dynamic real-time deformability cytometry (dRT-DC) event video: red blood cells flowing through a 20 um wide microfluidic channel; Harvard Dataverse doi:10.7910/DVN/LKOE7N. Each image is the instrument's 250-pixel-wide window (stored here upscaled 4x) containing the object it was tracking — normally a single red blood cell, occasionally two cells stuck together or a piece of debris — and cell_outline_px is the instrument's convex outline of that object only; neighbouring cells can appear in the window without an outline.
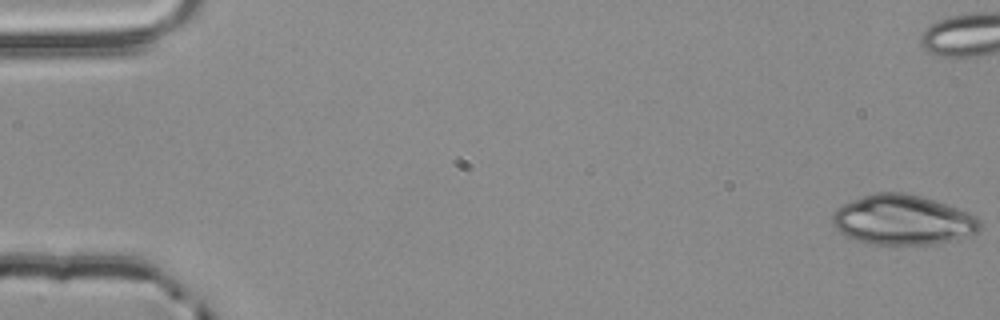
{"species": "common noctule bat (a hibernating species)", "species_latin": "Nyctalus noctula", "temperature_condition": "room temperature", "stored_images_in_passage": 5, "camera_frame_rate_fps": 3000, "um_per_image_px": 0.085, "animal": {"sex": "male", "body_mass_g": 20.4}, "frame": {"image": 1, "passage_image": 1, "time_ms": 0.0, "image_size_px": [1000, 320], "cell_outline_px": [[980, 228], [976, 232], [968, 236], [936, 244], [872, 244], [856, 240], [840, 232], [832, 224], [832, 212], [836, 208], [852, 200], [876, 192], [904, 192], [920, 196], [968, 212], [976, 216], [980, 220]], "centroid_in_image_um": [76.71, 18.7], "position_along_channel_um": 8.3, "area_um2": 42.6}}
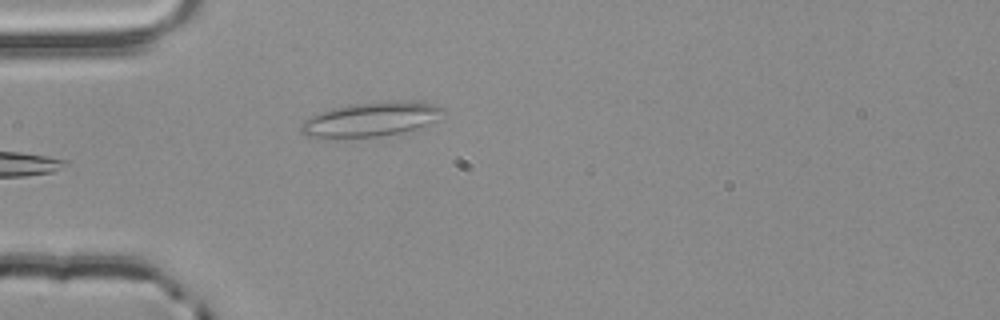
{"frame": {"image": 2, "passage_image": 5, "time_ms": 1.333, "image_size_px": [1000, 320], "cell_outline_px": [[444, 108], [432, 120], [420, 128], [404, 132], [376, 136], [304, 136], [300, 132], [300, 128], [304, 120], [320, 112], [332, 108], [352, 104], [388, 100], [408, 100], [432, 104]], "centroid_in_image_um": [31.5, 10.11], "position_along_channel_um": 53.5, "area_um2": 27.69}}